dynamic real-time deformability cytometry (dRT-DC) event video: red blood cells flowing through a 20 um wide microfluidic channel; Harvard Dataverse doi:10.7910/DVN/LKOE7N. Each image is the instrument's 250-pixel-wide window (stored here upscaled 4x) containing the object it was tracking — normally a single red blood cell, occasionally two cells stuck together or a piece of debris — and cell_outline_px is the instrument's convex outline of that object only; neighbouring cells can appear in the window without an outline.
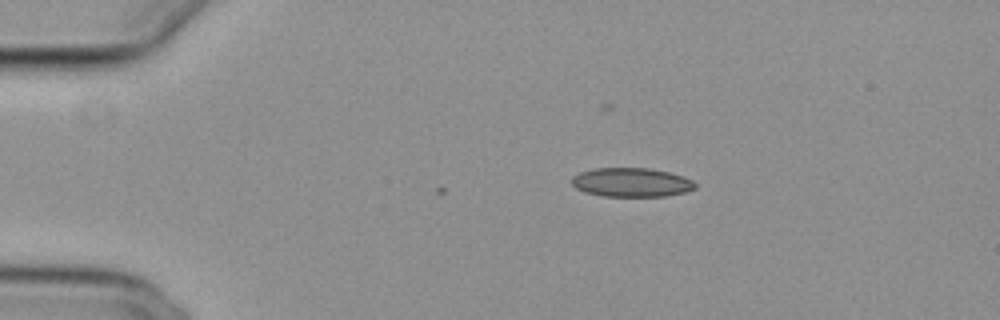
{"species": "common noctule bat (a hibernating species)", "species_latin": "Nyctalus noctula", "temperature_condition": "cold", "stored_images_in_passage": 4, "camera_frame_rate_fps": 3000, "um_per_image_px": 0.085, "animal": {"sex": "female", "body_mass_g": 29.2, "forearm_length_mm": 56.3}, "frame": {"image": 1, "passage_image": 4, "time_ms": 1.0, "image_size_px": [1000, 320], "cell_outline_px": [[696, 188], [684, 192], [664, 196], [604, 196], [584, 192], [576, 188], [572, 184], [572, 176], [580, 172], [592, 168], [648, 168], [668, 172], [684, 176], [692, 180], [696, 184]], "centroid_in_image_um": [53.66, 15.49], "position_along_channel_um": 31.3, "area_um2": 20.87}}